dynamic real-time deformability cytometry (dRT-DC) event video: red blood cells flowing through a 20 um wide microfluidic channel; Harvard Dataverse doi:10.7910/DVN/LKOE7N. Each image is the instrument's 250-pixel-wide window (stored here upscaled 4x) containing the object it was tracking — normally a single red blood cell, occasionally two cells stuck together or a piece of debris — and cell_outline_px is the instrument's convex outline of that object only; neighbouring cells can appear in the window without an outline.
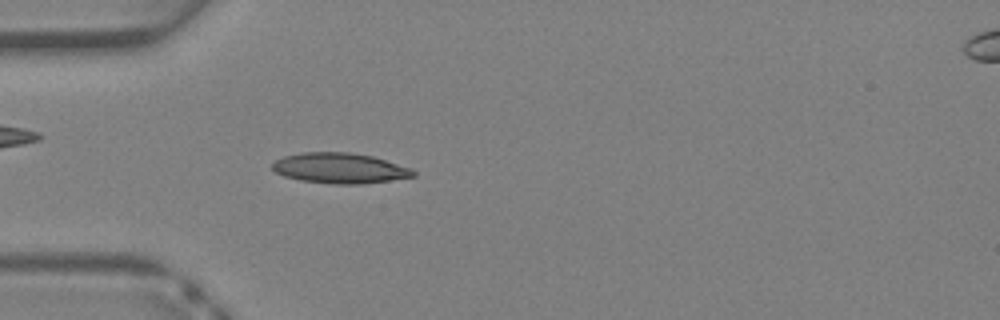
{"species": "Egyptian fruit bat (a non-hibernating species)", "species_latin": "Rousettus aegyptiacus", "temperature_condition": "warm", "stored_images_in_passage": 38, "camera_frame_rate_fps": 3000, "um_per_image_px": 0.085, "animal": {"sex": "female"}, "frame": {"image": 1, "passage_image": 11, "time_ms": 3.333, "image_size_px": [1000, 320], "cell_outline_px": [[416, 176], [360, 184], [332, 184], [300, 180], [284, 176], [276, 172], [272, 168], [272, 164], [276, 160], [284, 156], [300, 152], [352, 152], [372, 156], [412, 168], [416, 172]], "centroid_in_image_um": [28.88, 14.29], "position_along_channel_um": 56.1, "area_um2": 24.97}}
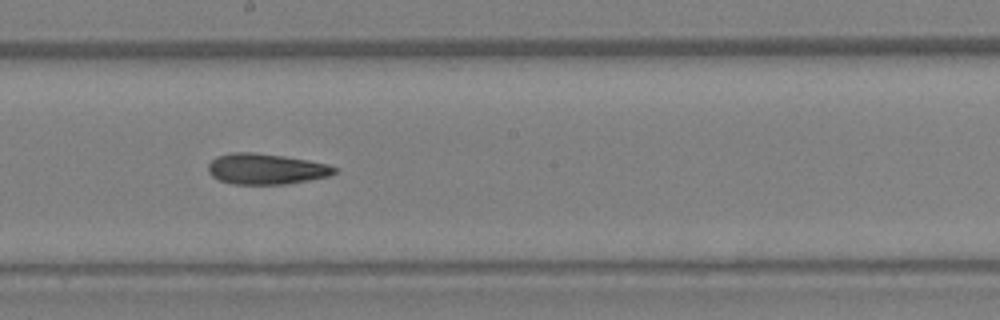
{"frame": {"image": 2, "passage_image": 21, "time_ms": 6.667, "image_size_px": [1000, 320], "cell_outline_px": [[336, 172], [328, 176], [288, 184], [232, 184], [220, 180], [212, 176], [208, 172], [208, 164], [216, 156], [232, 152], [252, 152], [284, 156], [308, 160], [328, 164], [336, 168]], "centroid_in_image_um": [22.59, 14.36], "position_along_channel_um": 225.6, "area_um2": 22.6}}
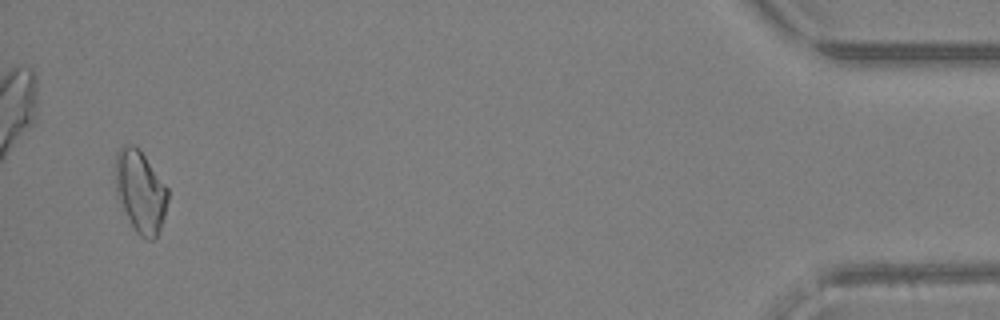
{"frame": {"image": 3, "passage_image": 37, "time_ms": 12.0, "image_size_px": [1000, 320], "cell_outline_px": [[168, 200], [164, 216], [160, 228], [156, 236], [152, 240], [148, 240], [140, 236], [136, 232], [116, 196], [116, 152], [124, 144], [132, 144], [144, 156], [168, 188]], "centroid_in_image_um": [11.93, 16.29], "position_along_channel_um": 423.3, "area_um2": 24.68}}